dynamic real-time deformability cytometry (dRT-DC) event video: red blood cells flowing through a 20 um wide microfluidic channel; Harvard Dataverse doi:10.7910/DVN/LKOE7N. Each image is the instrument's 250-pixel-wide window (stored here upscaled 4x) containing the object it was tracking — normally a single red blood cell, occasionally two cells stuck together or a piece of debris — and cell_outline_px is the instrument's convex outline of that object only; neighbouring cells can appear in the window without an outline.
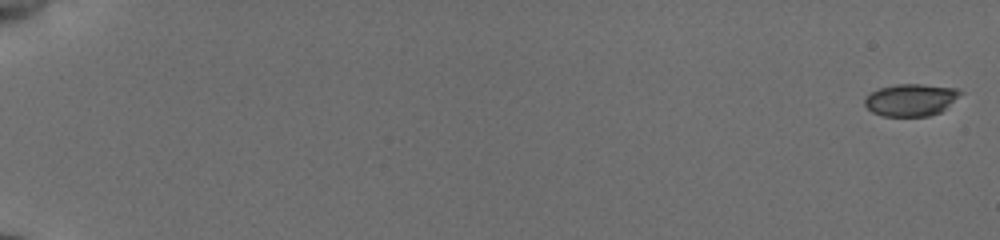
{"species": "common noctule bat (a hibernating species)", "species_latin": "Nyctalus noctula", "temperature_condition": "cold", "stored_images_in_passage": 57, "camera_frame_rate_fps": 3000, "um_per_image_px": 0.085, "animal": {"sex": "female", "body_mass_g": 19.5, "forearm_length_mm": 54.1}, "frame": {"image": 1, "passage_image": 1, "time_ms": 0.0, "image_size_px": [1000, 240], "cell_outline_px": [[964, 92], [940, 112], [928, 116], [884, 116], [872, 112], [864, 104], [864, 96], [880, 88], [896, 84], [920, 84], [956, 88]], "centroid_in_image_um": [77.41, 8.48], "position_along_channel_um": 7.6, "area_um2": 17.86}}
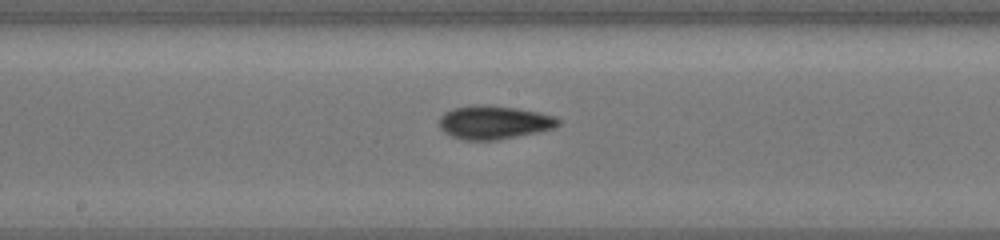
{"frame": {"image": 2, "passage_image": 33, "time_ms": 10.667, "image_size_px": [1000, 240], "cell_outline_px": [[560, 124], [552, 128], [536, 132], [500, 140], [464, 140], [452, 136], [444, 132], [440, 128], [440, 116], [444, 112], [452, 108], [472, 104], [488, 104], [516, 108], [540, 112], [556, 116], [560, 120]], "centroid_in_image_um": [41.97, 10.38], "position_along_channel_um": 206.2, "area_um2": 23.47}}
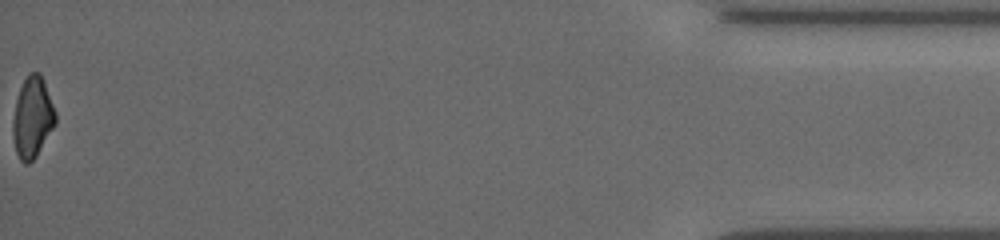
{"frame": {"image": 3, "passage_image": 57, "time_ms": 18.667, "image_size_px": [1000, 240], "cell_outline_px": [[56, 124], [36, 156], [28, 164], [24, 164], [20, 160], [16, 152], [12, 136], [12, 120], [16, 100], [20, 88], [28, 72], [40, 72], [44, 80], [56, 112]], "centroid_in_image_um": [2.75, 9.98], "position_along_channel_um": 432.4, "area_um2": 20.29}, "authors_computed_cell_mechanics": {"area_um2": 20.8658, "velocity_mm_per_s": 3.8267, "shape_relaxation_time_tau1_ms": 4.0637, "shape_relaxation_time_tau2_ms": 2.9601, "deformation_change_tau1": 0.1267, "deformation_change_tau2": 0.0705}}